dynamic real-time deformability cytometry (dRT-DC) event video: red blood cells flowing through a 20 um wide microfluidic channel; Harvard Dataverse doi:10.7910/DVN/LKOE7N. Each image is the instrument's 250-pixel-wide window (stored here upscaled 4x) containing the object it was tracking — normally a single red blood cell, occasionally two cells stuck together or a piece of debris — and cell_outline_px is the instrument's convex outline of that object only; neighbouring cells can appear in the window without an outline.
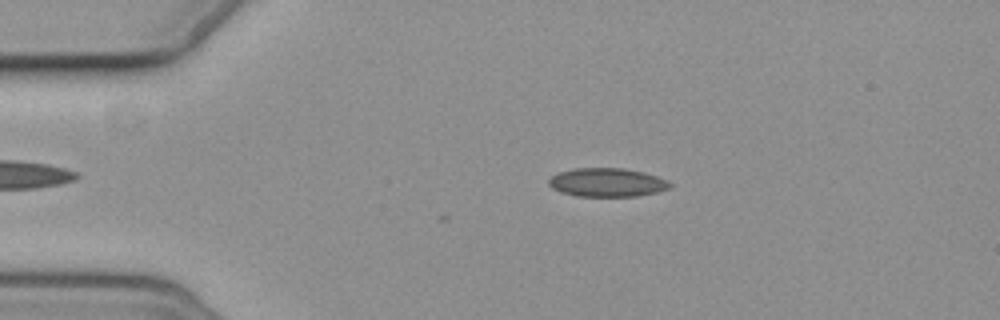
{"species": "common noctule bat (a hibernating species)", "species_latin": "Nyctalus noctula", "temperature_condition": "cold", "stored_images_in_passage": 5, "camera_frame_rate_fps": 3000, "um_per_image_px": 0.085, "animal": {"sex": "female", "body_mass_g": 19.3, "forearm_length_mm": 54.1}, "frame": {"image": 1, "passage_image": 3, "time_ms": 2.333, "image_size_px": [1000, 320], "cell_outline_px": [[672, 184], [668, 188], [656, 192], [636, 196], [576, 196], [560, 192], [552, 188], [548, 184], [548, 180], [556, 172], [572, 168], [624, 168], [644, 172], [668, 180]], "centroid_in_image_um": [51.56, 15.5], "position_along_channel_um": 33.4, "area_um2": 20.35}}
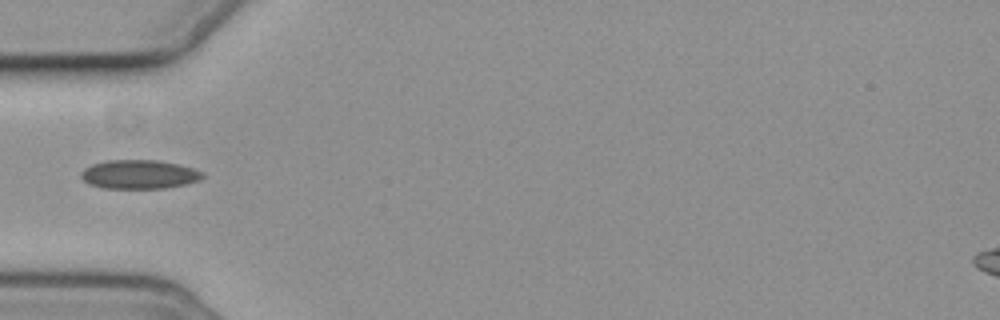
{"frame": {"image": 2, "passage_image": 5, "time_ms": 4.667, "image_size_px": [1000, 320], "cell_outline_px": [[204, 176], [200, 180], [188, 184], [164, 188], [104, 188], [88, 184], [80, 176], [80, 172], [84, 168], [92, 164], [108, 160], [156, 160], [180, 164], [204, 172]], "centroid_in_image_um": [11.84, 14.82], "position_along_channel_um": 73.2, "area_um2": 20.63}}